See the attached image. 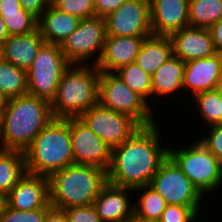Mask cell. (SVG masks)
Here are the masks:
<instances>
[{"instance_id": "6da1fadb", "label": "cell", "mask_w": 222, "mask_h": 222, "mask_svg": "<svg viewBox=\"0 0 222 222\" xmlns=\"http://www.w3.org/2000/svg\"><path fill=\"white\" fill-rule=\"evenodd\" d=\"M158 124L139 127L129 139L112 148L108 183L131 189L150 183L168 157Z\"/></svg>"}, {"instance_id": "7a4b0ae2", "label": "cell", "mask_w": 222, "mask_h": 222, "mask_svg": "<svg viewBox=\"0 0 222 222\" xmlns=\"http://www.w3.org/2000/svg\"><path fill=\"white\" fill-rule=\"evenodd\" d=\"M53 119L45 99L29 94L8 99L0 118V149L24 152Z\"/></svg>"}, {"instance_id": "3957f363", "label": "cell", "mask_w": 222, "mask_h": 222, "mask_svg": "<svg viewBox=\"0 0 222 222\" xmlns=\"http://www.w3.org/2000/svg\"><path fill=\"white\" fill-rule=\"evenodd\" d=\"M26 172L50 177L74 164L70 118L51 120L24 151Z\"/></svg>"}, {"instance_id": "277c9868", "label": "cell", "mask_w": 222, "mask_h": 222, "mask_svg": "<svg viewBox=\"0 0 222 222\" xmlns=\"http://www.w3.org/2000/svg\"><path fill=\"white\" fill-rule=\"evenodd\" d=\"M107 183V171L99 167L66 166L49 177L50 205L62 210L91 205Z\"/></svg>"}, {"instance_id": "5b68a950", "label": "cell", "mask_w": 222, "mask_h": 222, "mask_svg": "<svg viewBox=\"0 0 222 222\" xmlns=\"http://www.w3.org/2000/svg\"><path fill=\"white\" fill-rule=\"evenodd\" d=\"M90 65V66H89ZM100 71L94 64H71L51 101L53 118H79L98 103Z\"/></svg>"}, {"instance_id": "8992f818", "label": "cell", "mask_w": 222, "mask_h": 222, "mask_svg": "<svg viewBox=\"0 0 222 222\" xmlns=\"http://www.w3.org/2000/svg\"><path fill=\"white\" fill-rule=\"evenodd\" d=\"M189 145L169 147L168 156L203 195L214 194L222 185V163L199 140Z\"/></svg>"}, {"instance_id": "52a82bcc", "label": "cell", "mask_w": 222, "mask_h": 222, "mask_svg": "<svg viewBox=\"0 0 222 222\" xmlns=\"http://www.w3.org/2000/svg\"><path fill=\"white\" fill-rule=\"evenodd\" d=\"M98 103L131 116L141 126L152 125L158 121L153 113L152 102L149 103L139 93L130 89L114 72H100Z\"/></svg>"}, {"instance_id": "ba28073f", "label": "cell", "mask_w": 222, "mask_h": 222, "mask_svg": "<svg viewBox=\"0 0 222 222\" xmlns=\"http://www.w3.org/2000/svg\"><path fill=\"white\" fill-rule=\"evenodd\" d=\"M70 65L61 45L45 42L27 71L28 94L51 103L56 96L61 77Z\"/></svg>"}, {"instance_id": "9c48e42d", "label": "cell", "mask_w": 222, "mask_h": 222, "mask_svg": "<svg viewBox=\"0 0 222 222\" xmlns=\"http://www.w3.org/2000/svg\"><path fill=\"white\" fill-rule=\"evenodd\" d=\"M149 185L155 189L169 205L192 207L197 213L202 208L203 195L168 156Z\"/></svg>"}, {"instance_id": "30bf717a", "label": "cell", "mask_w": 222, "mask_h": 222, "mask_svg": "<svg viewBox=\"0 0 222 222\" xmlns=\"http://www.w3.org/2000/svg\"><path fill=\"white\" fill-rule=\"evenodd\" d=\"M105 37V18L95 15L81 19L77 29L67 37L61 48L71 64H88L94 56L96 59H93L92 64L96 65L103 52Z\"/></svg>"}, {"instance_id": "8fae6325", "label": "cell", "mask_w": 222, "mask_h": 222, "mask_svg": "<svg viewBox=\"0 0 222 222\" xmlns=\"http://www.w3.org/2000/svg\"><path fill=\"white\" fill-rule=\"evenodd\" d=\"M110 148L121 145L141 125L131 116L97 103L79 117Z\"/></svg>"}, {"instance_id": "7c38bea8", "label": "cell", "mask_w": 222, "mask_h": 222, "mask_svg": "<svg viewBox=\"0 0 222 222\" xmlns=\"http://www.w3.org/2000/svg\"><path fill=\"white\" fill-rule=\"evenodd\" d=\"M106 35L149 37L151 30L150 0H127L105 17Z\"/></svg>"}, {"instance_id": "4fadbf2b", "label": "cell", "mask_w": 222, "mask_h": 222, "mask_svg": "<svg viewBox=\"0 0 222 222\" xmlns=\"http://www.w3.org/2000/svg\"><path fill=\"white\" fill-rule=\"evenodd\" d=\"M74 164L96 166L108 170L112 149L80 118H70Z\"/></svg>"}, {"instance_id": "5bb4252c", "label": "cell", "mask_w": 222, "mask_h": 222, "mask_svg": "<svg viewBox=\"0 0 222 222\" xmlns=\"http://www.w3.org/2000/svg\"><path fill=\"white\" fill-rule=\"evenodd\" d=\"M4 203L15 210L51 208L49 177L25 173L4 197Z\"/></svg>"}, {"instance_id": "9a60e30c", "label": "cell", "mask_w": 222, "mask_h": 222, "mask_svg": "<svg viewBox=\"0 0 222 222\" xmlns=\"http://www.w3.org/2000/svg\"><path fill=\"white\" fill-rule=\"evenodd\" d=\"M189 0H150L151 30L155 36L189 27Z\"/></svg>"}, {"instance_id": "2e32d148", "label": "cell", "mask_w": 222, "mask_h": 222, "mask_svg": "<svg viewBox=\"0 0 222 222\" xmlns=\"http://www.w3.org/2000/svg\"><path fill=\"white\" fill-rule=\"evenodd\" d=\"M130 192H134L133 189L110 183L101 189L93 205L102 222H131L134 219V202L130 201L133 195Z\"/></svg>"}, {"instance_id": "e0dca14e", "label": "cell", "mask_w": 222, "mask_h": 222, "mask_svg": "<svg viewBox=\"0 0 222 222\" xmlns=\"http://www.w3.org/2000/svg\"><path fill=\"white\" fill-rule=\"evenodd\" d=\"M173 55L184 62L208 58L217 53L209 29L186 27L169 36Z\"/></svg>"}, {"instance_id": "ac0fdd59", "label": "cell", "mask_w": 222, "mask_h": 222, "mask_svg": "<svg viewBox=\"0 0 222 222\" xmlns=\"http://www.w3.org/2000/svg\"><path fill=\"white\" fill-rule=\"evenodd\" d=\"M220 67V53L185 62L183 89L186 94L191 93L190 95L194 97L198 93L217 89Z\"/></svg>"}, {"instance_id": "d6986e66", "label": "cell", "mask_w": 222, "mask_h": 222, "mask_svg": "<svg viewBox=\"0 0 222 222\" xmlns=\"http://www.w3.org/2000/svg\"><path fill=\"white\" fill-rule=\"evenodd\" d=\"M145 38L106 35L102 55L96 64L99 71L115 72L135 62Z\"/></svg>"}, {"instance_id": "ffe728a7", "label": "cell", "mask_w": 222, "mask_h": 222, "mask_svg": "<svg viewBox=\"0 0 222 222\" xmlns=\"http://www.w3.org/2000/svg\"><path fill=\"white\" fill-rule=\"evenodd\" d=\"M44 43L39 29L28 34L9 35L0 46V57L28 71Z\"/></svg>"}, {"instance_id": "44dd1931", "label": "cell", "mask_w": 222, "mask_h": 222, "mask_svg": "<svg viewBox=\"0 0 222 222\" xmlns=\"http://www.w3.org/2000/svg\"><path fill=\"white\" fill-rule=\"evenodd\" d=\"M80 18L60 11L52 3L38 19V29L46 43L62 45L78 27Z\"/></svg>"}, {"instance_id": "7402d4cb", "label": "cell", "mask_w": 222, "mask_h": 222, "mask_svg": "<svg viewBox=\"0 0 222 222\" xmlns=\"http://www.w3.org/2000/svg\"><path fill=\"white\" fill-rule=\"evenodd\" d=\"M185 62L173 55L152 75L151 97L164 98L175 95L183 89ZM179 91V92H177Z\"/></svg>"}, {"instance_id": "603a6c76", "label": "cell", "mask_w": 222, "mask_h": 222, "mask_svg": "<svg viewBox=\"0 0 222 222\" xmlns=\"http://www.w3.org/2000/svg\"><path fill=\"white\" fill-rule=\"evenodd\" d=\"M172 56L169 37L151 35L144 39L135 63L152 77L157 69Z\"/></svg>"}, {"instance_id": "cb8c5ba5", "label": "cell", "mask_w": 222, "mask_h": 222, "mask_svg": "<svg viewBox=\"0 0 222 222\" xmlns=\"http://www.w3.org/2000/svg\"><path fill=\"white\" fill-rule=\"evenodd\" d=\"M26 173L24 152L0 149V194L5 197Z\"/></svg>"}, {"instance_id": "d4e9b609", "label": "cell", "mask_w": 222, "mask_h": 222, "mask_svg": "<svg viewBox=\"0 0 222 222\" xmlns=\"http://www.w3.org/2000/svg\"><path fill=\"white\" fill-rule=\"evenodd\" d=\"M133 191H139L138 194L140 195L138 200L133 201L134 219L159 221L165 207L168 205L164 198L149 184L135 188Z\"/></svg>"}, {"instance_id": "484cf974", "label": "cell", "mask_w": 222, "mask_h": 222, "mask_svg": "<svg viewBox=\"0 0 222 222\" xmlns=\"http://www.w3.org/2000/svg\"><path fill=\"white\" fill-rule=\"evenodd\" d=\"M189 26L209 29L222 19V0H189Z\"/></svg>"}, {"instance_id": "4316f807", "label": "cell", "mask_w": 222, "mask_h": 222, "mask_svg": "<svg viewBox=\"0 0 222 222\" xmlns=\"http://www.w3.org/2000/svg\"><path fill=\"white\" fill-rule=\"evenodd\" d=\"M0 89L7 99L28 94L27 71L0 57Z\"/></svg>"}, {"instance_id": "83f0119b", "label": "cell", "mask_w": 222, "mask_h": 222, "mask_svg": "<svg viewBox=\"0 0 222 222\" xmlns=\"http://www.w3.org/2000/svg\"><path fill=\"white\" fill-rule=\"evenodd\" d=\"M202 120L207 124H221V89H213L201 92L192 97Z\"/></svg>"}, {"instance_id": "f1b7e54d", "label": "cell", "mask_w": 222, "mask_h": 222, "mask_svg": "<svg viewBox=\"0 0 222 222\" xmlns=\"http://www.w3.org/2000/svg\"><path fill=\"white\" fill-rule=\"evenodd\" d=\"M130 89L139 93L147 101L151 97L152 77L135 62L114 72Z\"/></svg>"}, {"instance_id": "f546056e", "label": "cell", "mask_w": 222, "mask_h": 222, "mask_svg": "<svg viewBox=\"0 0 222 222\" xmlns=\"http://www.w3.org/2000/svg\"><path fill=\"white\" fill-rule=\"evenodd\" d=\"M9 35L28 34L38 29V19L23 8L19 13L0 14Z\"/></svg>"}, {"instance_id": "4dcf8cb0", "label": "cell", "mask_w": 222, "mask_h": 222, "mask_svg": "<svg viewBox=\"0 0 222 222\" xmlns=\"http://www.w3.org/2000/svg\"><path fill=\"white\" fill-rule=\"evenodd\" d=\"M50 208L33 210H15L3 204L0 210V222H43L45 213Z\"/></svg>"}, {"instance_id": "1f68e13d", "label": "cell", "mask_w": 222, "mask_h": 222, "mask_svg": "<svg viewBox=\"0 0 222 222\" xmlns=\"http://www.w3.org/2000/svg\"><path fill=\"white\" fill-rule=\"evenodd\" d=\"M60 11L80 19L95 16L94 0H51Z\"/></svg>"}, {"instance_id": "d6a6232c", "label": "cell", "mask_w": 222, "mask_h": 222, "mask_svg": "<svg viewBox=\"0 0 222 222\" xmlns=\"http://www.w3.org/2000/svg\"><path fill=\"white\" fill-rule=\"evenodd\" d=\"M199 215L192 207L182 205H167L158 222H195L200 220Z\"/></svg>"}, {"instance_id": "836d02e7", "label": "cell", "mask_w": 222, "mask_h": 222, "mask_svg": "<svg viewBox=\"0 0 222 222\" xmlns=\"http://www.w3.org/2000/svg\"><path fill=\"white\" fill-rule=\"evenodd\" d=\"M207 127L209 133L198 140L222 163V124Z\"/></svg>"}, {"instance_id": "e575fe53", "label": "cell", "mask_w": 222, "mask_h": 222, "mask_svg": "<svg viewBox=\"0 0 222 222\" xmlns=\"http://www.w3.org/2000/svg\"><path fill=\"white\" fill-rule=\"evenodd\" d=\"M69 222H102L93 204L64 209Z\"/></svg>"}, {"instance_id": "d590c367", "label": "cell", "mask_w": 222, "mask_h": 222, "mask_svg": "<svg viewBox=\"0 0 222 222\" xmlns=\"http://www.w3.org/2000/svg\"><path fill=\"white\" fill-rule=\"evenodd\" d=\"M21 7L39 19L43 12L51 4V0H19Z\"/></svg>"}, {"instance_id": "8d00e7d4", "label": "cell", "mask_w": 222, "mask_h": 222, "mask_svg": "<svg viewBox=\"0 0 222 222\" xmlns=\"http://www.w3.org/2000/svg\"><path fill=\"white\" fill-rule=\"evenodd\" d=\"M127 0H94L95 15L105 18Z\"/></svg>"}, {"instance_id": "74e56055", "label": "cell", "mask_w": 222, "mask_h": 222, "mask_svg": "<svg viewBox=\"0 0 222 222\" xmlns=\"http://www.w3.org/2000/svg\"><path fill=\"white\" fill-rule=\"evenodd\" d=\"M217 53L222 55V19L209 28Z\"/></svg>"}, {"instance_id": "f35d334b", "label": "cell", "mask_w": 222, "mask_h": 222, "mask_svg": "<svg viewBox=\"0 0 222 222\" xmlns=\"http://www.w3.org/2000/svg\"><path fill=\"white\" fill-rule=\"evenodd\" d=\"M43 222H69L62 209L51 207L44 216Z\"/></svg>"}, {"instance_id": "ab89813d", "label": "cell", "mask_w": 222, "mask_h": 222, "mask_svg": "<svg viewBox=\"0 0 222 222\" xmlns=\"http://www.w3.org/2000/svg\"><path fill=\"white\" fill-rule=\"evenodd\" d=\"M21 8L19 0H0V14L19 13Z\"/></svg>"}, {"instance_id": "60d3db41", "label": "cell", "mask_w": 222, "mask_h": 222, "mask_svg": "<svg viewBox=\"0 0 222 222\" xmlns=\"http://www.w3.org/2000/svg\"><path fill=\"white\" fill-rule=\"evenodd\" d=\"M9 37L3 18L0 16V46Z\"/></svg>"}, {"instance_id": "b9f144b4", "label": "cell", "mask_w": 222, "mask_h": 222, "mask_svg": "<svg viewBox=\"0 0 222 222\" xmlns=\"http://www.w3.org/2000/svg\"><path fill=\"white\" fill-rule=\"evenodd\" d=\"M7 98L6 96L2 93L1 89H0V118L2 116V113L5 109V105L7 104Z\"/></svg>"}, {"instance_id": "7bdbcfd3", "label": "cell", "mask_w": 222, "mask_h": 222, "mask_svg": "<svg viewBox=\"0 0 222 222\" xmlns=\"http://www.w3.org/2000/svg\"><path fill=\"white\" fill-rule=\"evenodd\" d=\"M218 88L222 89V55H221V67H220V74H219Z\"/></svg>"}, {"instance_id": "ee69618b", "label": "cell", "mask_w": 222, "mask_h": 222, "mask_svg": "<svg viewBox=\"0 0 222 222\" xmlns=\"http://www.w3.org/2000/svg\"><path fill=\"white\" fill-rule=\"evenodd\" d=\"M4 204V197L0 194V210Z\"/></svg>"}, {"instance_id": "f6af8a7d", "label": "cell", "mask_w": 222, "mask_h": 222, "mask_svg": "<svg viewBox=\"0 0 222 222\" xmlns=\"http://www.w3.org/2000/svg\"><path fill=\"white\" fill-rule=\"evenodd\" d=\"M131 222H158V221H142V220L133 219Z\"/></svg>"}, {"instance_id": "bcb514c9", "label": "cell", "mask_w": 222, "mask_h": 222, "mask_svg": "<svg viewBox=\"0 0 222 222\" xmlns=\"http://www.w3.org/2000/svg\"><path fill=\"white\" fill-rule=\"evenodd\" d=\"M221 124H222V89H221Z\"/></svg>"}]
</instances>
